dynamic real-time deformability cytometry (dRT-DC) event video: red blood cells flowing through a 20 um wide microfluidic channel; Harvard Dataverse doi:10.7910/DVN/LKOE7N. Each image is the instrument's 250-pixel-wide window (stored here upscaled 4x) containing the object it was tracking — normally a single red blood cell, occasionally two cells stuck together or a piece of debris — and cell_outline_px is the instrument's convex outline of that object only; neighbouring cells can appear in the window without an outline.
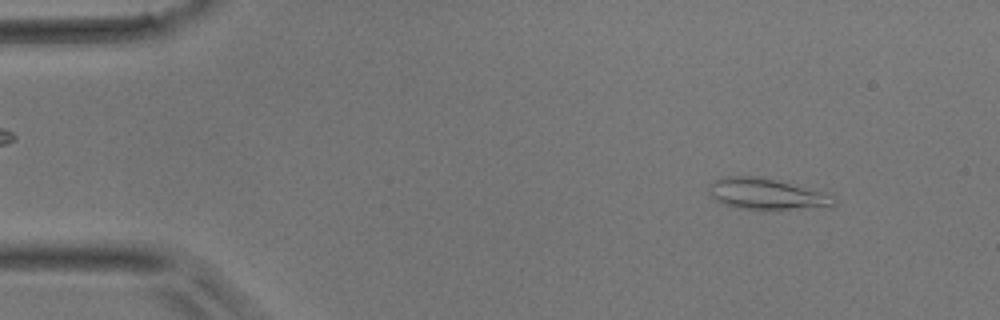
{"species": "common noctule bat (a hibernating species)", "species_latin": "Nyctalus noctula", "temperature_condition": "room temperature", "stored_images_in_passage": 48, "camera_frame_rate_fps": 3000, "um_per_image_px": 0.085, "animal": {"sex": "male", "body_mass_g": 17.9}, "frame": {"image": 1, "passage_image": 5, "time_ms": 1.333, "image_size_px": [1000, 320], "cell_outline_px": [[836, 204], [832, 208], [736, 208], [724, 204], [716, 200], [708, 192], [708, 184], [724, 176], [760, 176], [776, 180], [820, 192], [832, 196], [836, 200]], "centroid_in_image_um": [65.13, 16.48], "position_along_channel_um": 19.9, "area_um2": 22.25}}
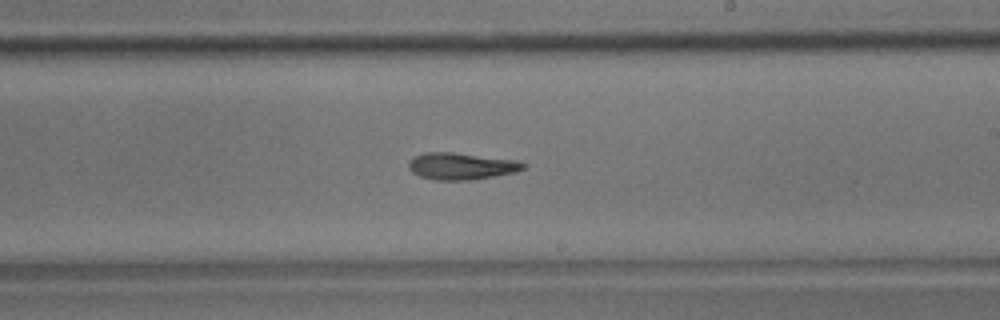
{"frame": {"image": 2, "passage_image": 28, "time_ms": 9.0, "image_size_px": [1000, 320], "cell_outline_px": [[528, 164], [524, 168], [516, 172], [496, 176], [472, 180], [436, 180], [420, 176], [412, 172], [408, 168], [408, 164], [412, 156], [424, 152], [452, 152], [520, 160]], "centroid_in_image_um": [39.23, 14.11], "position_along_channel_um": 249.8, "area_um2": 18.26}}
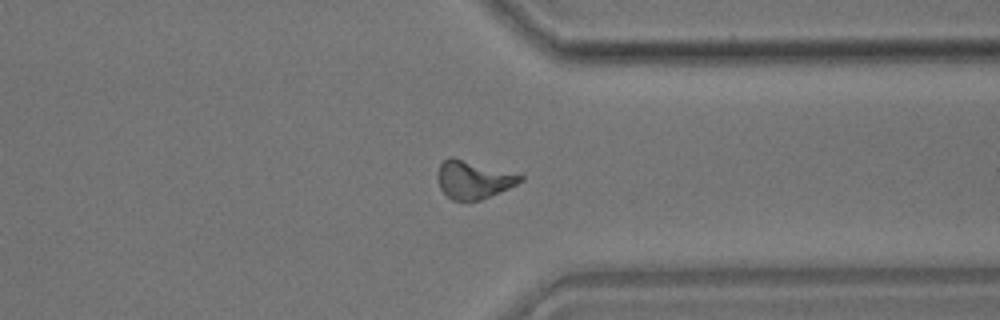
{"frame": {"image": 3, "passage_image": 37, "time_ms": 12.0, "image_size_px": [1000, 320], "cell_outline_px": [[524, 180], [500, 192], [480, 200], [452, 200], [440, 188], [440, 164], [448, 156], [452, 156], [524, 176]], "centroid_in_image_um": [40.26, 15.27], "position_along_channel_um": 371.1, "area_um2": 17.74}}